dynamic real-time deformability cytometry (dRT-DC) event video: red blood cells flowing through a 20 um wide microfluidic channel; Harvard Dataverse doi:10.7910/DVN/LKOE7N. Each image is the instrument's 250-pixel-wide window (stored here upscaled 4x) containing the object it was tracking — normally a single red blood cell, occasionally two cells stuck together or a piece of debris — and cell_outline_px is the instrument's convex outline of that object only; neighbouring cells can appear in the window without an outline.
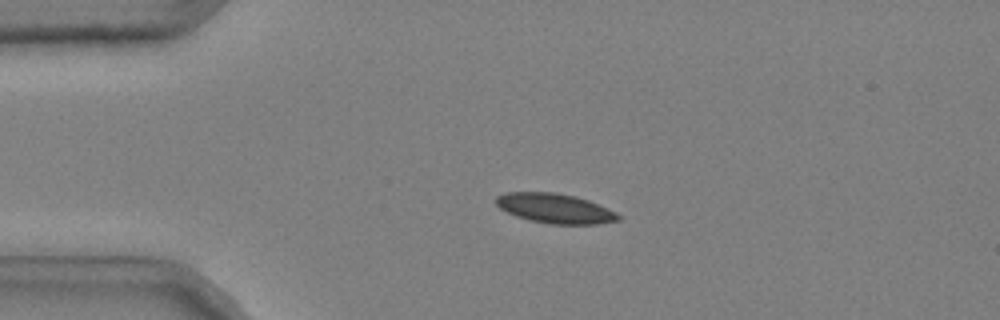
{"species": "common noctule bat (a hibernating species)", "species_latin": "Nyctalus noctula", "temperature_condition": "cold", "stored_images_in_passage": 43, "camera_frame_rate_fps": 3000, "um_per_image_px": 0.085, "animal": {"sex": "male", "body_mass_g": 20.4}, "frame": {"image": 1, "passage_image": 3, "time_ms": 0.667, "image_size_px": [1000, 320], "cell_outline_px": [[620, 220], [596, 224], [548, 224], [528, 220], [516, 216], [500, 208], [496, 204], [496, 196], [508, 192], [556, 192], [576, 196], [588, 200], [616, 212], [620, 216]], "centroid_in_image_um": [47.17, 17.71], "position_along_channel_um": 37.8, "area_um2": 21.15}}
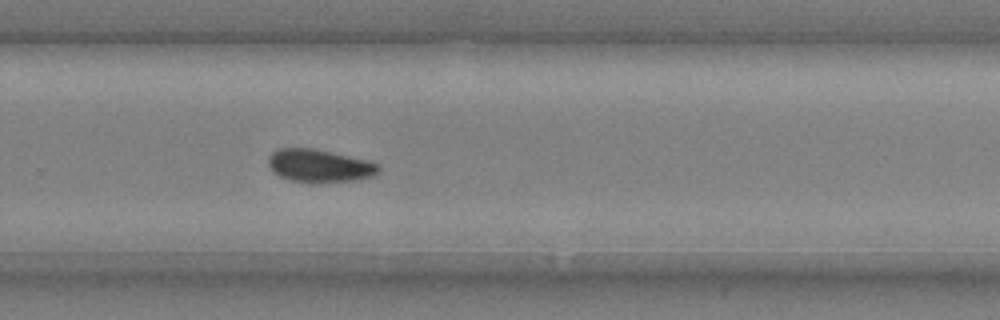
{"frame": {"image": 2, "passage_image": 27, "time_ms": 8.667, "image_size_px": [1000, 320], "cell_outline_px": [[380, 168], [372, 176], [356, 180], [316, 184], [312, 184], [288, 180], [272, 172], [268, 164], [268, 156], [272, 152], [280, 148], [312, 148], [332, 152], [368, 160], [380, 164]], "centroid_in_image_um": [27.12, 14.11], "position_along_channel_um": 302.7, "area_um2": 21.56}}
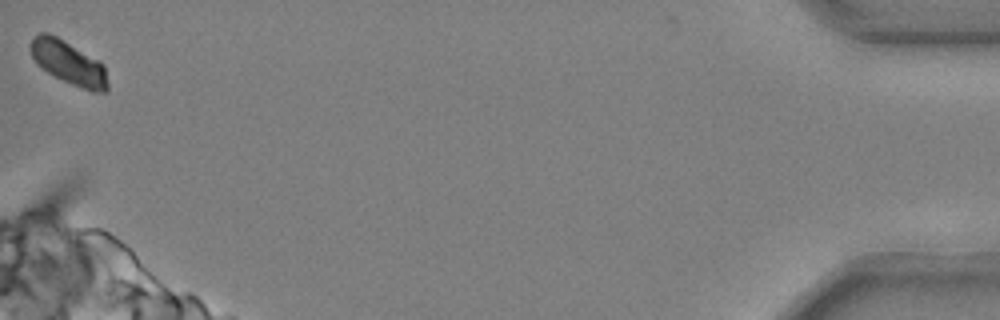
{"frame": {"image": 3, "passage_image": 43, "time_ms": 14.0, "image_size_px": [1000, 320], "cell_outline_px": [[108, 92], [92, 92], [72, 84], [48, 72], [36, 64], [32, 56], [32, 36], [40, 32], [48, 32], [56, 36], [100, 60], [104, 64], [108, 84]], "centroid_in_image_um": [5.87, 5.33], "position_along_channel_um": 429.3, "area_um2": 19.54}, "authors_computed_cell_mechanics": {"area_um2": 21.2126, "velocity_mm_per_s": 3.6962, "shape_relaxation_time_tau1_ms": 6.8041, "shape_relaxation_time_tau2_ms": null, "deformation_change_tau1": 0.1358, "deformation_change_tau2": null}}